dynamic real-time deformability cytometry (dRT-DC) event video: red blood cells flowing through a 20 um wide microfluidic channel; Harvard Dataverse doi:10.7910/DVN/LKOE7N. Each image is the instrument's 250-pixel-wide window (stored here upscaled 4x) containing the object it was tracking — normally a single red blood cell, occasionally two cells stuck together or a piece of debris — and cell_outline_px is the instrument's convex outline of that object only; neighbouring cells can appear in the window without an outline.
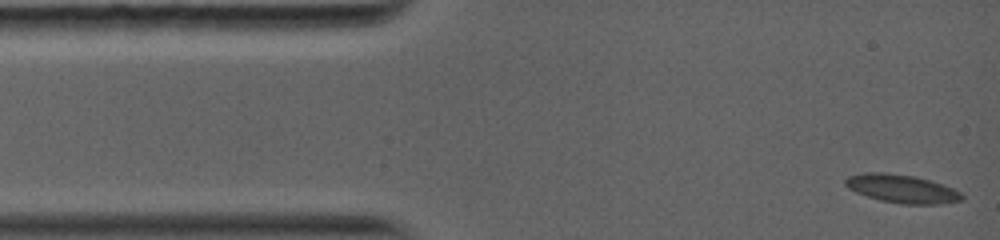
{"species": "common noctule bat (a hibernating species)", "species_latin": "Nyctalus noctula", "temperature_condition": "warm", "stored_images_in_passage": 12, "camera_frame_rate_fps": 5000, "um_per_image_px": 0.085, "animal": {"sex": "female", "body_mass_g": 19.0, "forearm_length_mm": 56.7}, "frame": {"image": 1, "passage_image": 1, "time_ms": 0.0, "image_size_px": [1000, 240], "cell_outline_px": [[964, 196], [960, 200], [932, 204], [900, 204], [880, 200], [856, 192], [848, 188], [844, 184], [844, 180], [848, 176], [864, 172], [884, 172], [912, 176], [928, 180], [952, 188], [960, 192]], "centroid_in_image_um": [76.58, 16.03], "position_along_channel_um": 8.4, "area_um2": 18.9}}
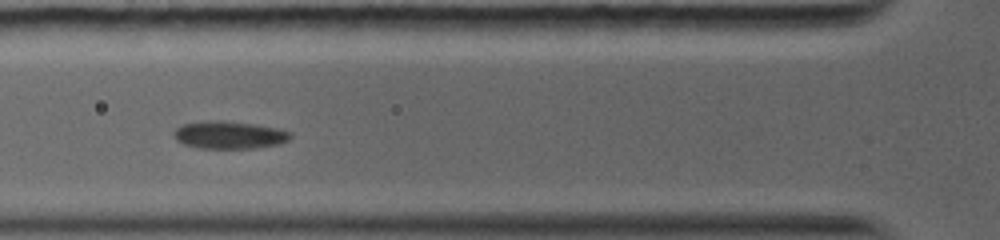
{"frame": {"image": 2, "passage_image": 9, "time_ms": 4.2, "image_size_px": [1000, 240], "cell_outline_px": [[292, 136], [288, 140], [280, 144], [252, 148], [200, 148], [184, 144], [176, 140], [172, 136], [172, 132], [180, 124], [204, 120], [224, 120], [256, 124], [280, 128], [292, 132]], "centroid_in_image_um": [19.47, 11.45], "position_along_channel_um": 106.3, "area_um2": 19.19}}
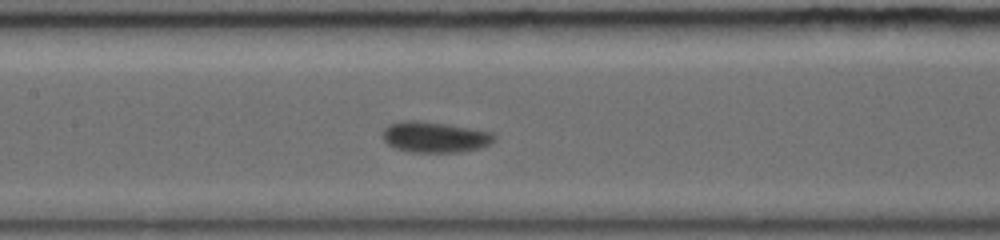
{"frame": {"image": 3, "passage_image": 12, "time_ms": 5.8, "image_size_px": [1000, 240], "cell_outline_px": [[496, 140], [492, 144], [480, 148], [460, 152], [408, 152], [396, 148], [388, 144], [380, 136], [380, 132], [388, 124], [404, 120], [420, 120], [448, 124], [492, 132], [496, 136]], "centroid_in_image_um": [36.94, 11.64], "position_along_channel_um": 170.5, "area_um2": 20.46}}